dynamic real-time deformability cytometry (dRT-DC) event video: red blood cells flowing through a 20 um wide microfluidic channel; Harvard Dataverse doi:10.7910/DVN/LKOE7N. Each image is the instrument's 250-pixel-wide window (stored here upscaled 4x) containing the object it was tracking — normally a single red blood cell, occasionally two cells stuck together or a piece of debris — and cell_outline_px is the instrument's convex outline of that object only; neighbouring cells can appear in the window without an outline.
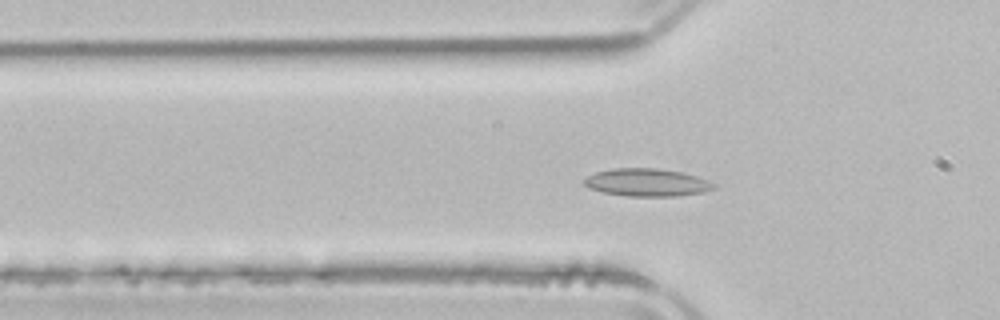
{"species": "common noctule bat (a hibernating species)", "species_latin": "Nyctalus noctula", "temperature_condition": "room temperature", "stored_images_in_passage": 45, "camera_frame_rate_fps": 3000, "um_per_image_px": 0.085, "animal": {"sex": "male", "body_mass_g": 21.5, "forearm_length_mm": 52.0}, "frame": {"image": 1, "passage_image": 8, "time_ms": 2.333, "image_size_px": [1000, 320], "cell_outline_px": [[716, 188], [704, 192], [680, 196], [628, 196], [604, 192], [588, 188], [584, 184], [584, 180], [588, 176], [596, 172], [612, 168], [656, 168], [680, 172], [696, 176], [708, 180], [716, 184]], "centroid_in_image_um": [55.01, 15.51], "position_along_channel_um": 70.8, "area_um2": 20.92}}
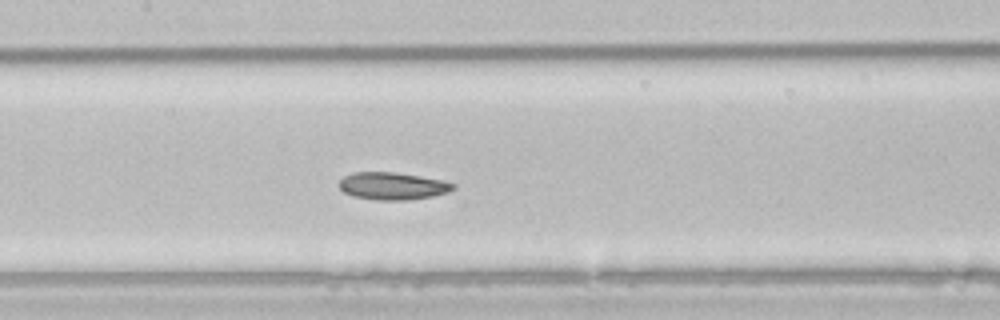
{"frame": {"image": 2, "passage_image": 16, "time_ms": 5.0, "image_size_px": [1000, 320], "cell_outline_px": [[456, 188], [448, 192], [432, 196], [412, 200], [376, 200], [352, 196], [344, 192], [340, 188], [340, 180], [344, 176], [356, 172], [396, 172], [444, 180], [456, 184]], "centroid_in_image_um": [33.41, 15.81], "position_along_channel_um": 174.0, "area_um2": 18.32}}
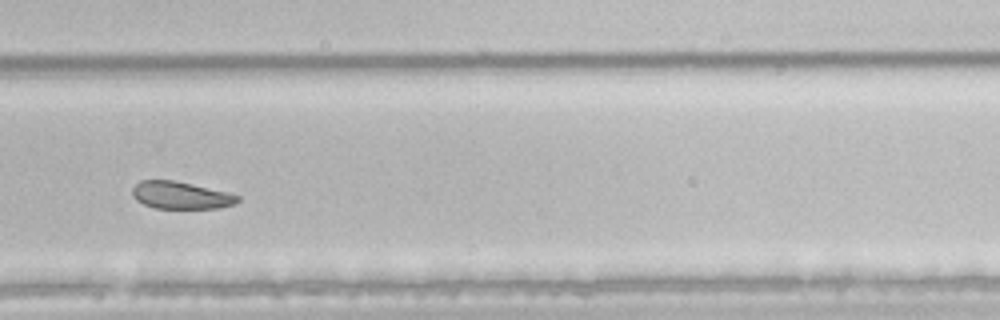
{"frame": {"image": 3, "passage_image": 27, "time_ms": 8.667, "image_size_px": [1000, 320], "cell_outline_px": [[240, 200], [236, 204], [220, 208], [156, 208], [144, 204], [136, 200], [132, 196], [132, 188], [140, 180], [172, 180], [228, 192], [240, 196]], "centroid_in_image_um": [15.38, 16.6], "position_along_channel_um": 314.4, "area_um2": 16.76}, "authors_computed_cell_mechanics": {"area_um2": 19.5942, "velocity_mm_per_s": 3.8519, "shape_relaxation_time_tau1_ms": 4.5536, "shape_relaxation_time_tau2_ms": 4.4789, "deformation_change_tau1": 0.0882, "deformation_change_tau2": 0.0779}}